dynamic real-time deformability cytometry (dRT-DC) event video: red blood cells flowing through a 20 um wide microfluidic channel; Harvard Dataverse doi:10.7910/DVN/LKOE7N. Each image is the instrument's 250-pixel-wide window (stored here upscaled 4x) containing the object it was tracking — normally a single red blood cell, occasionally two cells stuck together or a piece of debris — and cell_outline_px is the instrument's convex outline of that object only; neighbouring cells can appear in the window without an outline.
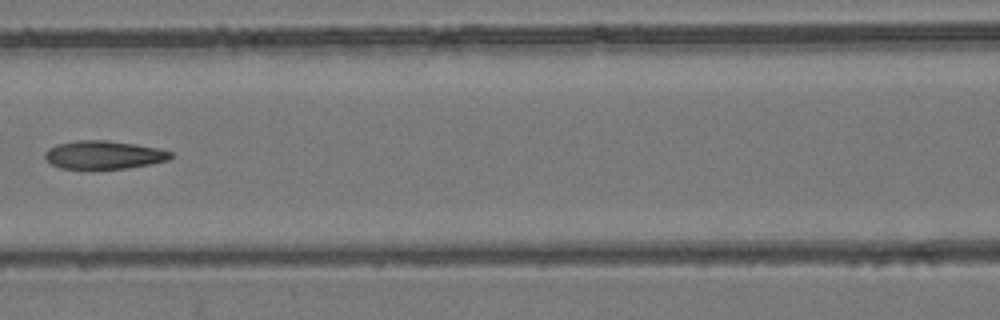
{"species": "common noctule bat (a hibernating species)", "species_latin": "Nyctalus noctula", "temperature_condition": "room temperature", "stored_images_in_passage": 6, "camera_frame_rate_fps": 3000, "um_per_image_px": 0.085, "animal": {"sex": "female", "body_mass_g": 24.6, "forearm_length_mm": 56.2}, "frame": {"image": 1, "passage_image": 6, "time_ms": 1.667, "image_size_px": [1000, 320], "cell_outline_px": [[172, 156], [168, 160], [128, 168], [92, 172], [60, 168], [52, 164], [44, 156], [44, 152], [48, 148], [56, 144], [76, 140], [108, 140], [136, 144], [160, 148], [172, 152]], "centroid_in_image_um": [8.78, 13.2], "position_along_channel_um": 157.8, "area_um2": 21.62}}